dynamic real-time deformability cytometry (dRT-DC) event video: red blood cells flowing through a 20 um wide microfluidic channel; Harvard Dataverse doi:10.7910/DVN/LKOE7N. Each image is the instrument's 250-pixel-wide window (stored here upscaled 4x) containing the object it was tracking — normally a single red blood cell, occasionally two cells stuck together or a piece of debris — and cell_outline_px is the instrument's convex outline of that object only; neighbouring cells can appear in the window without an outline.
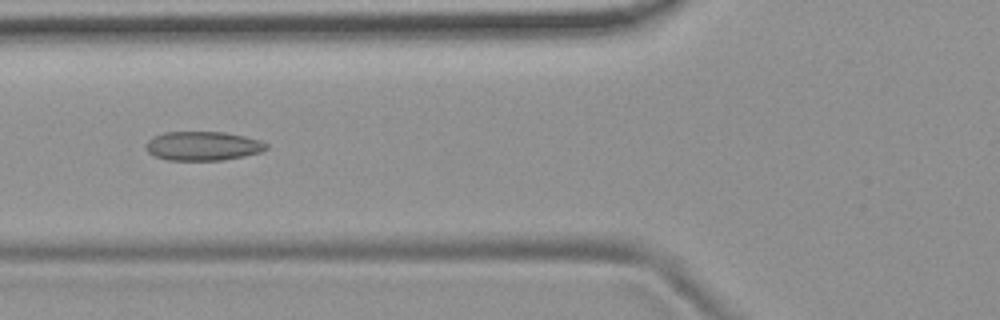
{"species": "common noctule bat (a hibernating species)", "species_latin": "Nyctalus noctula", "temperature_condition": "room temperature", "stored_images_in_passage": 20, "camera_frame_rate_fps": 3000, "um_per_image_px": 0.085, "animal": {"sex": "female", "body_mass_g": 19.9}, "frame": {"image": 1, "passage_image": 4, "time_ms": 1.0, "image_size_px": [1000, 320], "cell_outline_px": [[268, 148], [260, 152], [244, 156], [224, 160], [168, 160], [156, 156], [148, 152], [144, 148], [144, 144], [152, 136], [164, 132], [224, 132], [244, 136], [260, 140], [268, 144]], "centroid_in_image_um": [17.22, 12.4], "position_along_channel_um": 108.6, "area_um2": 20.52}}